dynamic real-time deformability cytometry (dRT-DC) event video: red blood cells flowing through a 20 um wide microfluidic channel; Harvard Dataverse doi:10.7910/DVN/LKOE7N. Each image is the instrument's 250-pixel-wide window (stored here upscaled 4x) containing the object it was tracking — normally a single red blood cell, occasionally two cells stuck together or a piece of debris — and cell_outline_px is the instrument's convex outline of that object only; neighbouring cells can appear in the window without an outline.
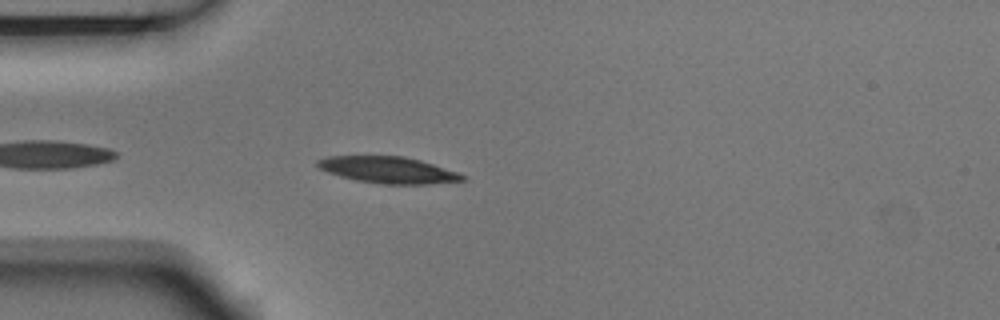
{"species": "Egyptian fruit bat (a non-hibernating species)", "species_latin": "Rousettus aegyptiacus", "temperature_condition": "room temperature", "stored_images_in_passage": 5, "camera_frame_rate_fps": 3000, "um_per_image_px": 0.085, "animal": {"sex": "male"}, "frame": {"image": 1, "passage_image": 5, "time_ms": 1.333, "image_size_px": [1000, 320], "cell_outline_px": [[468, 180], [428, 184], [380, 184], [356, 180], [340, 176], [328, 172], [320, 168], [316, 164], [316, 160], [328, 156], [404, 156], [420, 160], [468, 176]], "centroid_in_image_um": [33.01, 14.45], "position_along_channel_um": 52.0, "area_um2": 22.37}}